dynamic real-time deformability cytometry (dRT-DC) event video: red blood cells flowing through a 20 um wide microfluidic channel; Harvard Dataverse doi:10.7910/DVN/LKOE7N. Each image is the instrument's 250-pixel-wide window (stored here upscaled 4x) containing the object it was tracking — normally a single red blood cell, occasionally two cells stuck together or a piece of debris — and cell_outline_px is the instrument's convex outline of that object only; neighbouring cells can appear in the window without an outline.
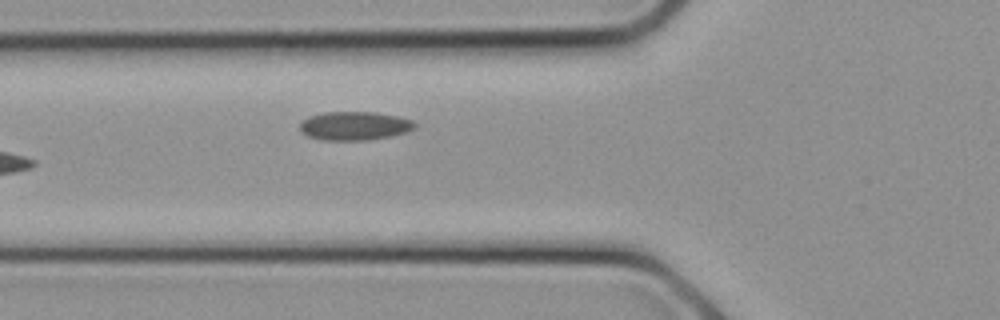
{"species": "common noctule bat (a hibernating species)", "species_latin": "Nyctalus noctula", "temperature_condition": "cold", "stored_images_in_passage": 9, "camera_frame_rate_fps": 3000, "um_per_image_px": 0.085, "animal": {"sex": "female", "body_mass_g": 21.9}, "frame": {"image": 1, "passage_image": 9, "time_ms": 2.667, "image_size_px": [1000, 320], "cell_outline_px": [[412, 128], [404, 132], [388, 136], [360, 140], [328, 140], [308, 136], [300, 128], [300, 124], [304, 120], [312, 116], [328, 112], [372, 112], [392, 116], [408, 120], [412, 124]], "centroid_in_image_um": [30.05, 10.7], "position_along_channel_um": 95.8, "area_um2": 18.09}}